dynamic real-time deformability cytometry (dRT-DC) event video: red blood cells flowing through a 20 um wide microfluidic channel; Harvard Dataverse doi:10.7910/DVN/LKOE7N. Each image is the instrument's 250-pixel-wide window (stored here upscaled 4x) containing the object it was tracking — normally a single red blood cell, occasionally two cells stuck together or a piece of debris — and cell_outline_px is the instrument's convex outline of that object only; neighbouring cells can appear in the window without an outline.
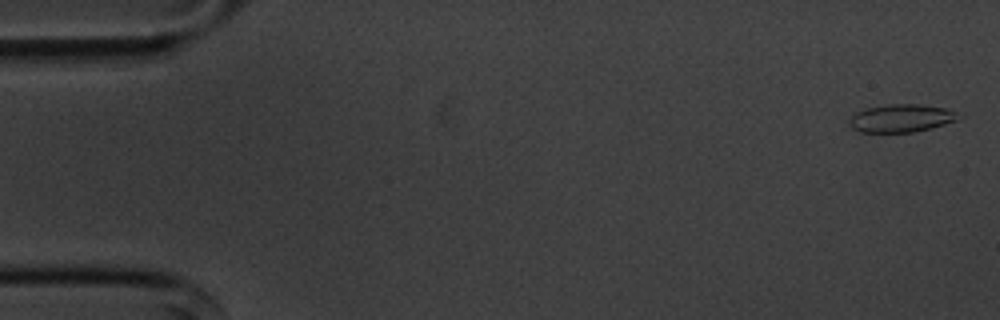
{"species": "common noctule bat (a hibernating species)", "species_latin": "Nyctalus noctula", "temperature_condition": "cold", "stored_images_in_passage": 55, "camera_frame_rate_fps": 3000, "um_per_image_px": 0.085, "animal": {"sex": "male", "body_mass_g": 20.1, "forearm_length_mm": 53.5}, "frame": {"image": 1, "passage_image": 1, "time_ms": 0.0, "image_size_px": [1000, 320], "cell_outline_px": [[964, 116], [956, 120], [932, 128], [912, 132], [860, 132], [852, 128], [848, 124], [848, 120], [856, 112], [868, 108], [888, 104], [916, 104], [944, 108]], "centroid_in_image_um": [76.58, 10.05], "position_along_channel_um": 8.4, "area_um2": 17.63}}
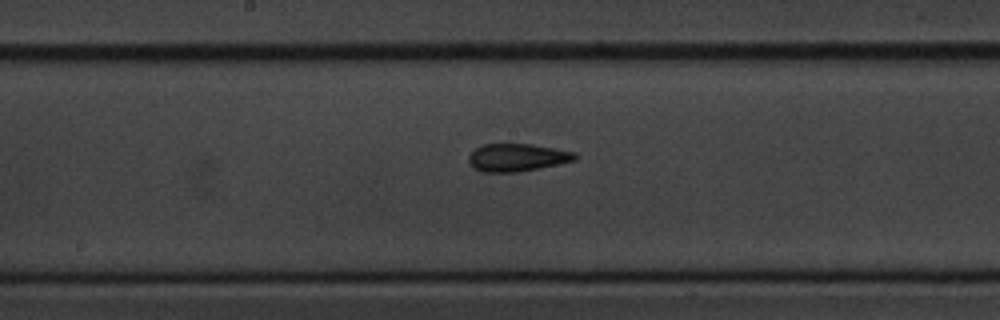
{"frame": {"image": 2, "passage_image": 28, "time_ms": 9.0, "image_size_px": [1000, 320], "cell_outline_px": [[580, 156], [576, 160], [516, 172], [480, 172], [472, 168], [468, 164], [468, 156], [476, 148], [484, 144], [532, 144], [576, 152]], "centroid_in_image_um": [43.93, 13.38], "position_along_channel_um": 204.3, "area_um2": 17.22}}
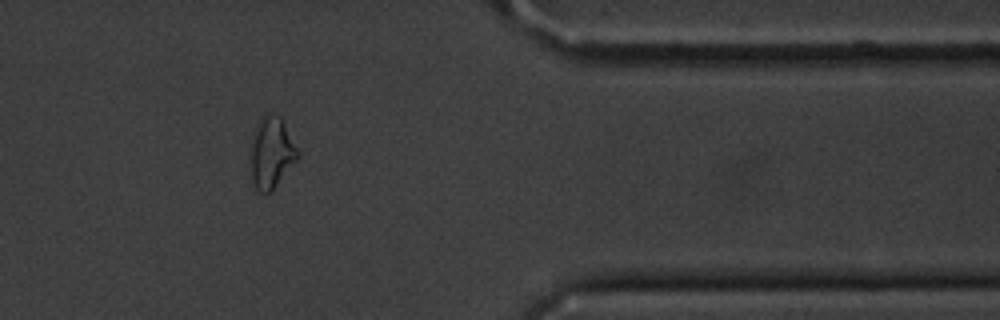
{"frame": {"image": 3, "passage_image": 45, "time_ms": 14.667, "image_size_px": [1000, 320], "cell_outline_px": [[300, 156], [272, 192], [260, 192], [256, 188], [252, 176], [252, 144], [260, 120], [264, 116], [272, 112], [280, 116], [300, 152]], "centroid_in_image_um": [23.14, 13.0], "position_along_channel_um": 388.3, "area_um2": 19.02}, "authors_computed_cell_mechanics": {"area_um2": 17.2244, "velocity_mm_per_s": 3.5933, "shape_relaxation_time_tau1_ms": 8.8511, "shape_relaxation_time_tau2_ms": 2.3936, "deformation_change_tau1": 0.2063, "deformation_change_tau2": 0.1017}}